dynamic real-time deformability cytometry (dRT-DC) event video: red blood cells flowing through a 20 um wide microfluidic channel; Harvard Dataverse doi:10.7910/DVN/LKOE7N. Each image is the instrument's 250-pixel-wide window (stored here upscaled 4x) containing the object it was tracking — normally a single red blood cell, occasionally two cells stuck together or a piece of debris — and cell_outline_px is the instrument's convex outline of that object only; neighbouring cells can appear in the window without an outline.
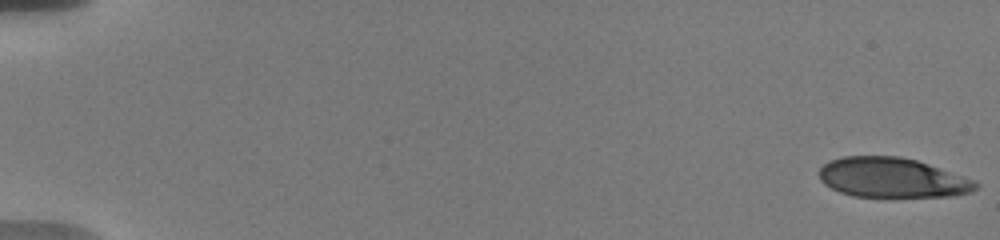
{"species": "human", "species_latin": "Homo sapiens", "temperature_condition": "warm", "stored_images_in_passage": 12, "camera_frame_rate_fps": 3000, "um_per_image_px": 0.085, "donor": {"sex": "male"}, "frame": {"image": 1, "passage_image": 1, "time_ms": 0.0, "image_size_px": [1000, 240], "cell_outline_px": [[980, 184], [972, 192], [952, 196], [852, 196], [840, 192], [824, 184], [820, 180], [820, 168], [828, 160], [844, 156], [900, 156], [916, 160], [976, 180]], "centroid_in_image_um": [75.84, 15.09], "position_along_channel_um": 9.2, "area_um2": 36.24}}
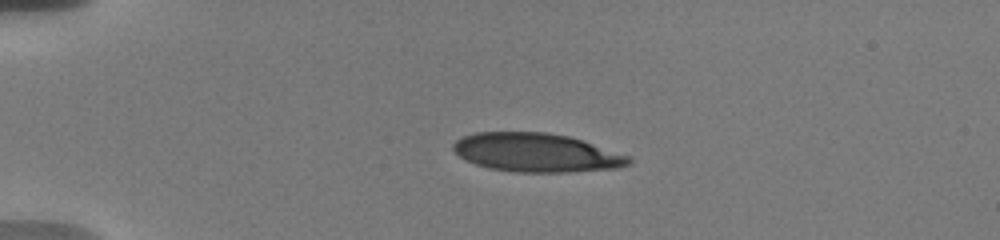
{"frame": {"image": 2, "passage_image": 10, "time_ms": 4.333, "image_size_px": [1000, 240], "cell_outline_px": [[632, 164], [620, 168], [568, 172], [512, 172], [488, 168], [476, 164], [460, 156], [452, 148], [452, 144], [456, 140], [464, 136], [476, 132], [548, 132], [568, 136], [632, 156]], "centroid_in_image_um": [45.64, 12.98], "position_along_channel_um": 39.4, "area_um2": 39.77}}